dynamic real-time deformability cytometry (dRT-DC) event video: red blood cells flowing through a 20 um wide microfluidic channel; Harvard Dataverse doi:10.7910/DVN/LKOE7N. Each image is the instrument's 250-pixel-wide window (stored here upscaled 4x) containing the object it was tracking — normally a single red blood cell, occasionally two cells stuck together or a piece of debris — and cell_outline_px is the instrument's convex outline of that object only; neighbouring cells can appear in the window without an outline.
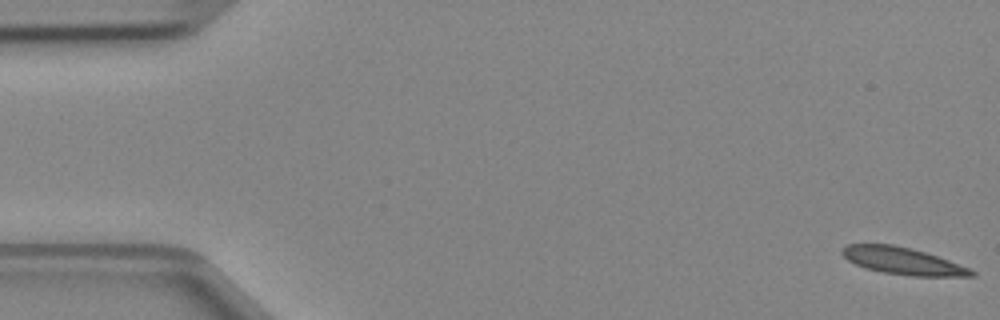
{"species": "Egyptian fruit bat (a non-hibernating species)", "species_latin": "Rousettus aegyptiacus", "temperature_condition": "cold", "stored_images_in_passage": 47, "camera_frame_rate_fps": 3000, "um_per_image_px": 0.085, "animal": {"sex": "female"}, "frame": {"image": 1, "passage_image": 1, "time_ms": 0.0, "image_size_px": [1000, 320], "cell_outline_px": [[976, 276], [912, 276], [884, 272], [864, 268], [848, 260], [840, 252], [840, 248], [848, 244], [892, 244], [912, 248], [948, 260], [968, 268], [976, 272]], "centroid_in_image_um": [76.69, 22.17], "position_along_channel_um": 8.3, "area_um2": 20.23}}
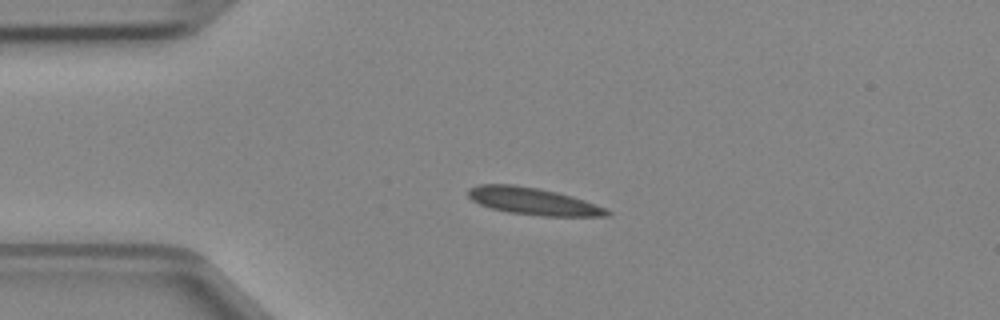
{"frame": {"image": 2, "passage_image": 11, "time_ms": 3.333, "image_size_px": [1000, 320], "cell_outline_px": [[612, 212], [608, 216], [544, 216], [508, 212], [492, 208], [480, 204], [472, 200], [468, 196], [468, 188], [480, 184], [512, 184], [536, 188], [556, 192], [572, 196], [584, 200], [604, 208]], "centroid_in_image_um": [45.29, 17.1], "position_along_channel_um": 39.7, "area_um2": 21.68}}
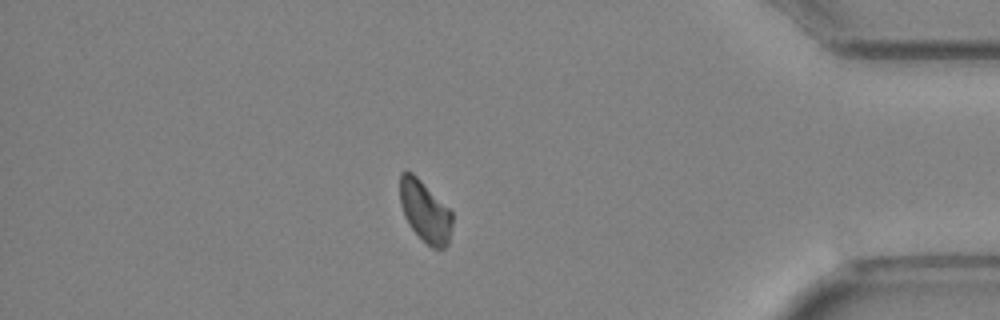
{"frame": {"image": 3, "passage_image": 41, "time_ms": 13.333, "image_size_px": [1000, 320], "cell_outline_px": [[452, 224], [448, 244], [444, 248], [432, 248], [408, 224], [404, 216], [400, 204], [400, 172], [404, 168], [412, 172], [452, 212]], "centroid_in_image_um": [36.1, 17.94], "position_along_channel_um": 399.1, "area_um2": 18.5}}